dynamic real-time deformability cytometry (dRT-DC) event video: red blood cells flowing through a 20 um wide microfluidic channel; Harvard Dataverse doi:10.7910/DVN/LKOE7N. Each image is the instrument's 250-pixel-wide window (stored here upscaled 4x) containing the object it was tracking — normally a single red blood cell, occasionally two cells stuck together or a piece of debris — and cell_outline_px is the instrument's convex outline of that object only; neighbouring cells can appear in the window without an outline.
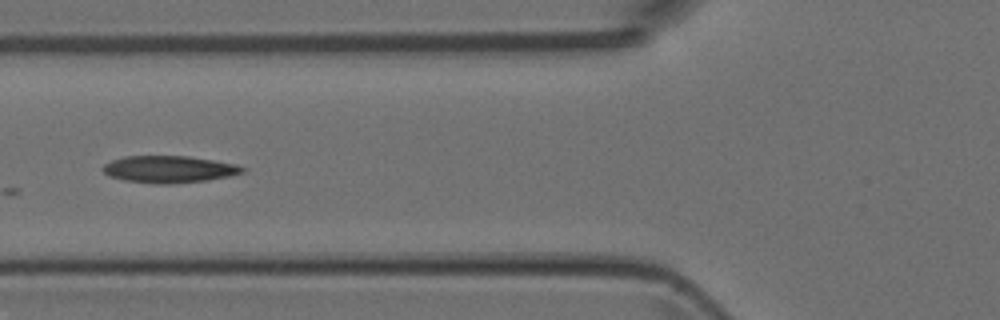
{"species": "Egyptian fruit bat (a non-hibernating species)", "species_latin": "Rousettus aegyptiacus", "temperature_condition": "room temperature", "stored_images_in_passage": 4, "camera_frame_rate_fps": 3000, "um_per_image_px": 0.085, "animal": {"sex": "female"}, "frame": {"image": 1, "passage_image": 4, "time_ms": 4.667, "image_size_px": [1000, 320], "cell_outline_px": [[248, 168], [244, 172], [228, 176], [208, 180], [168, 184], [156, 184], [124, 180], [108, 176], [100, 168], [104, 164], [112, 160], [124, 156], [188, 156], [236, 164]], "centroid_in_image_um": [14.35, 14.39], "position_along_channel_um": 111.4, "area_um2": 22.02}}